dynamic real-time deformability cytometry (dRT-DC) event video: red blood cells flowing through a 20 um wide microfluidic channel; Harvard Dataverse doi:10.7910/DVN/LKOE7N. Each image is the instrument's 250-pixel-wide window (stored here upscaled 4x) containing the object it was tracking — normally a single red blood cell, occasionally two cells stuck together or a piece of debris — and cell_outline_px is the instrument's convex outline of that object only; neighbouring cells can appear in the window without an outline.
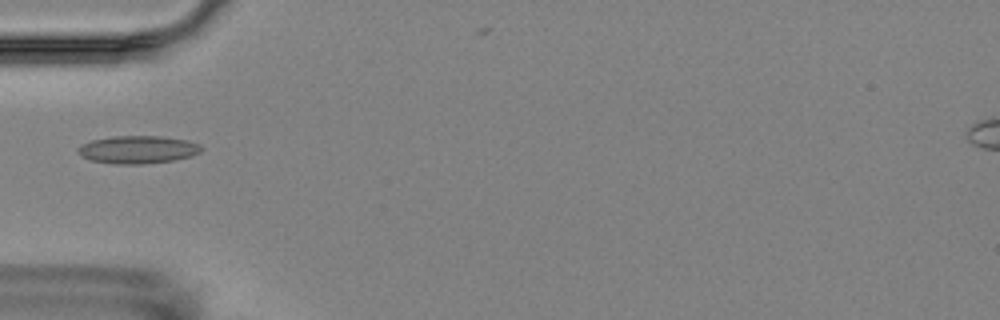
{"species": "Egyptian fruit bat (a non-hibernating species)", "species_latin": "Rousettus aegyptiacus", "temperature_condition": "room temperature", "stored_images_in_passage": 5, "camera_frame_rate_fps": 3000, "um_per_image_px": 0.085, "animal": {"sex": "female"}, "frame": {"image": 1, "passage_image": 5, "time_ms": 5.333, "image_size_px": [1000, 320], "cell_outline_px": [[204, 148], [200, 152], [192, 156], [172, 160], [140, 164], [116, 164], [92, 160], [80, 156], [76, 152], [76, 148], [80, 144], [92, 140], [112, 136], [160, 136], [188, 140], [200, 144]], "centroid_in_image_um": [11.7, 12.71], "position_along_channel_um": 73.3, "area_um2": 20.11}}